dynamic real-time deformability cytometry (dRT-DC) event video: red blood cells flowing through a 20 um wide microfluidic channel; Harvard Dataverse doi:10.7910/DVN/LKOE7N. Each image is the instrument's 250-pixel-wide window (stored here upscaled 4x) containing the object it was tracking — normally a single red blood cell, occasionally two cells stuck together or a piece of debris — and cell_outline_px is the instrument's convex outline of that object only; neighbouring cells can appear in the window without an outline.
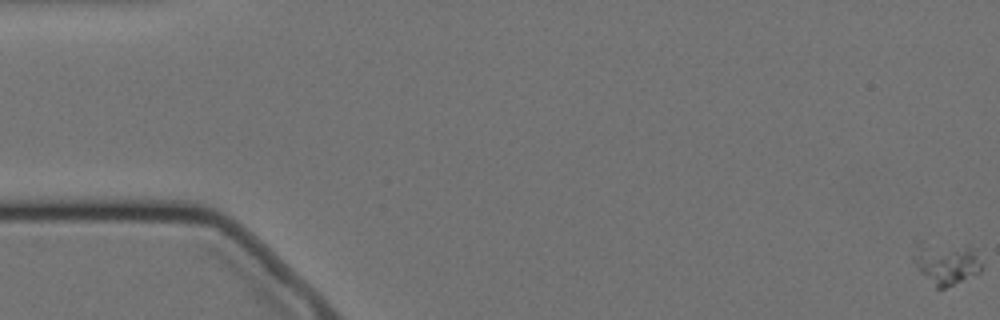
{"species": "Egyptian fruit bat (a non-hibernating species)", "species_latin": "Rousettus aegyptiacus", "temperature_condition": "cold", "stored_images_in_passage": 62, "camera_frame_rate_fps": 3000, "um_per_image_px": 0.085, "animal": {"sex": "female"}, "frame": {"image": 1, "passage_image": 1, "time_ms": 0.0, "image_size_px": [1000, 320], "cell_outline_px": [[984, 268], [980, 272], [944, 288], [936, 288], [920, 272], [912, 260], [916, 244], [920, 240], [968, 244], [976, 248], [984, 264]], "centroid_in_image_um": [80.46, 22.27], "position_along_channel_um": 4.5, "area_um2": 17.8}}
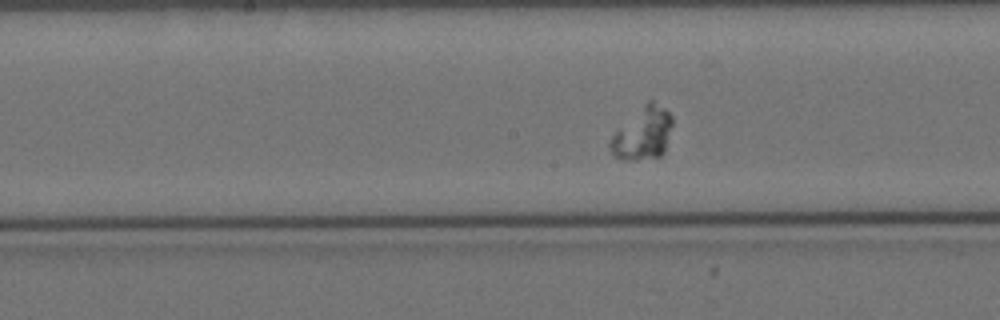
{"frame": {"image": 2, "passage_image": 31, "time_ms": 10.0, "image_size_px": [1000, 320], "cell_outline_px": [[672, 124], [664, 152], [660, 156], [636, 160], [624, 160], [616, 156], [612, 152], [608, 144], [612, 136], [648, 100], [652, 100], [664, 108], [672, 116]], "centroid_in_image_um": [54.66, 11.37], "position_along_channel_um": 193.5, "area_um2": 18.44}}
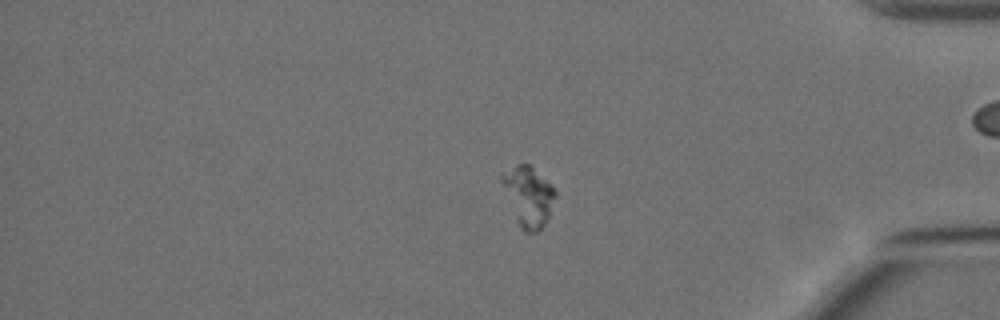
{"frame": {"image": 3, "passage_image": 51, "time_ms": 16.667, "image_size_px": [1000, 320], "cell_outline_px": [[556, 196], [548, 216], [544, 224], [536, 232], [524, 232], [520, 228], [516, 220], [500, 180], [500, 172], [516, 164], [532, 164], [556, 192]], "centroid_in_image_um": [44.87, 16.64], "position_along_channel_um": 390.3, "area_um2": 18.55}}